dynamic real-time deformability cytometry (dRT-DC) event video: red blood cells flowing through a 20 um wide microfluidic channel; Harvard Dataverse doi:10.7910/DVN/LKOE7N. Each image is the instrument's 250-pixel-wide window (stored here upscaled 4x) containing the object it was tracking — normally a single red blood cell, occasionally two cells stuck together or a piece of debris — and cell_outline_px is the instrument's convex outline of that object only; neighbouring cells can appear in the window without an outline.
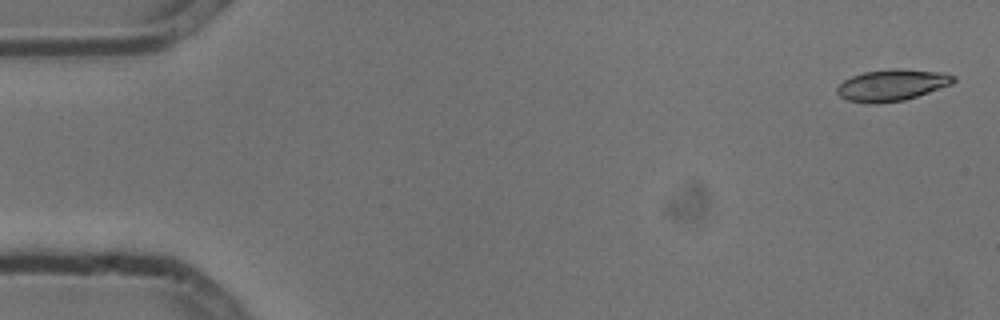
{"species": "common noctule bat (a hibernating species)", "species_latin": "Nyctalus noctula", "temperature_condition": "cold", "stored_images_in_passage": 5, "camera_frame_rate_fps": 3000, "um_per_image_px": 0.085, "animal": {"sex": "male", "body_mass_g": 13.3}, "frame": {"image": 1, "passage_image": 1, "time_ms": 0.0, "image_size_px": [1000, 320], "cell_outline_px": [[956, 80], [952, 84], [904, 100], [876, 104], [872, 104], [848, 100], [840, 96], [836, 92], [836, 88], [844, 80], [852, 76], [864, 72], [892, 68], [900, 68], [944, 72], [956, 76]], "centroid_in_image_um": [75.83, 7.22], "position_along_channel_um": 9.2, "area_um2": 21.44}}
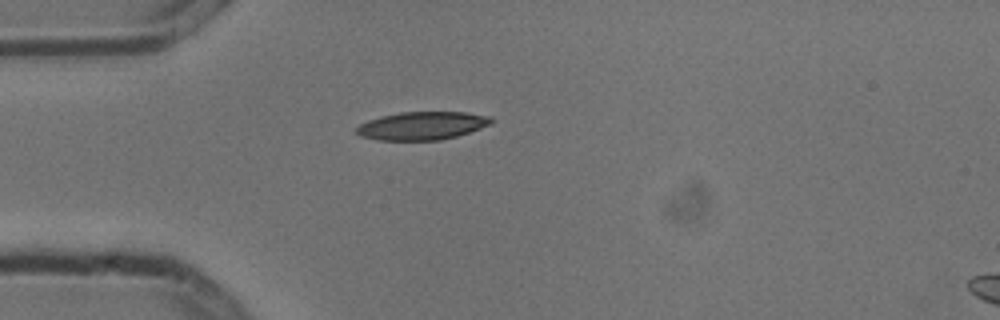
{"frame": {"image": 2, "passage_image": 4, "time_ms": 1.0, "image_size_px": [1000, 320], "cell_outline_px": [[492, 120], [488, 124], [480, 128], [456, 136], [440, 140], [380, 140], [360, 136], [352, 132], [360, 124], [368, 120], [380, 116], [400, 112], [464, 112], [492, 116]], "centroid_in_image_um": [35.82, 10.68], "position_along_channel_um": 49.2, "area_um2": 22.02}}